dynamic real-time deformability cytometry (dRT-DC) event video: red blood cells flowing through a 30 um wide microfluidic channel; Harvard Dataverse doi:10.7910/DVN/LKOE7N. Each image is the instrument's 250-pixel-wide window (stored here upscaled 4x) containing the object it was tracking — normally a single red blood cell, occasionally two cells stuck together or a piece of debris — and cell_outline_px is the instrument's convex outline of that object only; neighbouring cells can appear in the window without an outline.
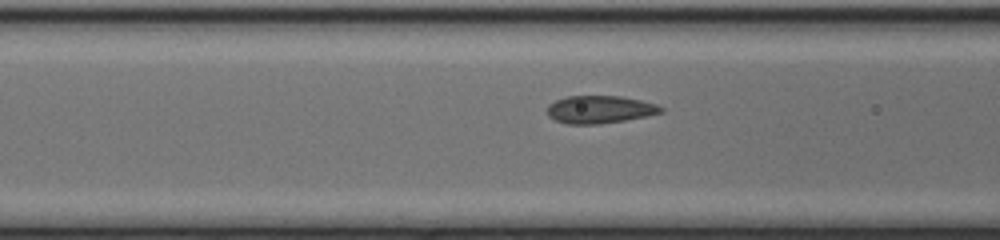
{"species": "common noctule bat (a hibernating species)", "species_latin": "Nyctalus noctula", "temperature_condition": "cold", "stored_images_in_passage": 30, "camera_frame_rate_fps": 3000, "um_per_image_px": 0.085, "animal": {"sex": "female", "body_mass_g": 17.0, "forearm_length_mm": 48.0}, "frame": {"image": 1, "passage_image": 11, "time_ms": 3.333, "image_size_px": [1000, 240], "cell_outline_px": [[664, 112], [648, 116], [600, 124], [568, 124], [556, 120], [548, 116], [548, 104], [556, 100], [568, 96], [620, 96], [640, 100], [656, 104], [664, 108]], "centroid_in_image_um": [51.0, 9.31], "position_along_channel_um": 115.6, "area_um2": 18.32}}
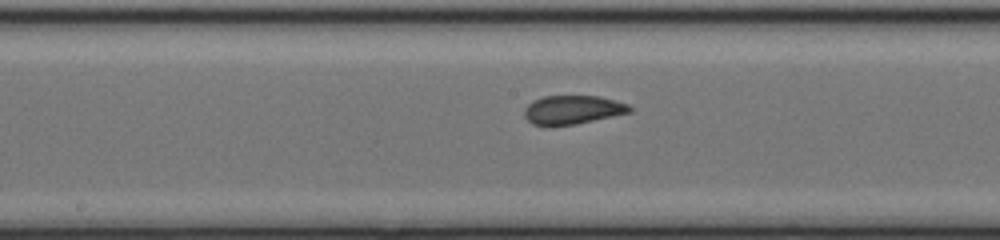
{"frame": {"image": 2, "passage_image": 17, "time_ms": 5.333, "image_size_px": [1000, 240], "cell_outline_px": [[632, 112], [576, 124], [548, 128], [532, 124], [524, 116], [524, 108], [532, 100], [544, 96], [596, 96], [628, 104], [632, 108]], "centroid_in_image_um": [48.6, 9.36], "position_along_channel_um": 199.6, "area_um2": 17.98}}
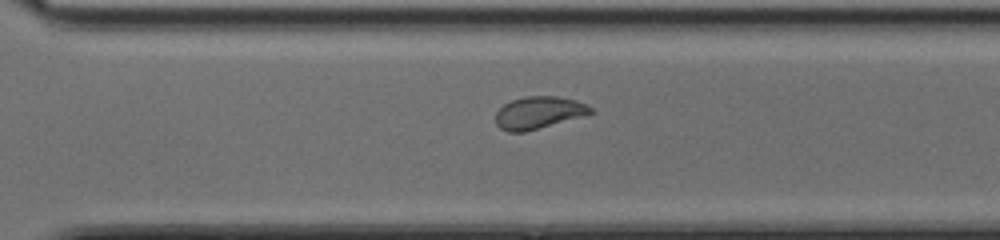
{"frame": {"image": 3, "passage_image": 26, "time_ms": 8.333, "image_size_px": [1000, 240], "cell_outline_px": [[592, 112], [580, 116], [524, 132], [508, 132], [500, 128], [496, 124], [496, 112], [504, 104], [512, 100], [528, 96], [556, 96], [576, 100], [588, 104], [592, 108]], "centroid_in_image_um": [45.75, 9.56], "position_along_channel_um": 324.8, "area_um2": 17.51}}